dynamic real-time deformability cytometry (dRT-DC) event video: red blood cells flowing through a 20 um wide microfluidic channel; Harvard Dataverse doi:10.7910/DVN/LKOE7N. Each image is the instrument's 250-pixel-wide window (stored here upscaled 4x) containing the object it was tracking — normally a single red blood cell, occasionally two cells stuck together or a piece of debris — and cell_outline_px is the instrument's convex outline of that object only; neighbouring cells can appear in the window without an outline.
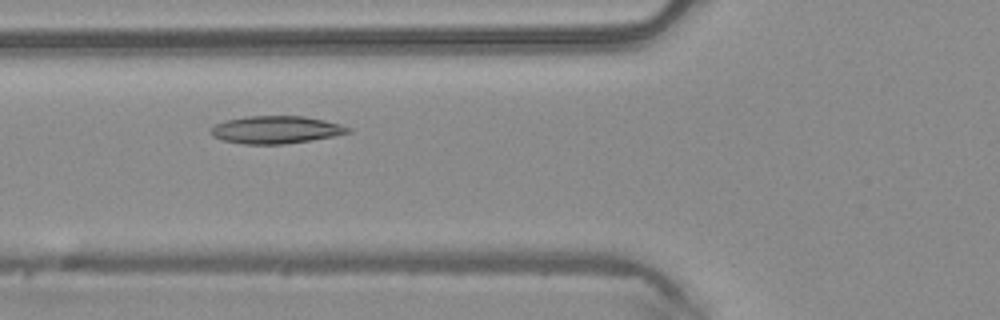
{"species": "common noctule bat (a hibernating species)", "species_latin": "Nyctalus noctula", "temperature_condition": "warm", "stored_images_in_passage": 6, "camera_frame_rate_fps": 3000, "um_per_image_px": 0.085, "animal": {"sex": "male", "body_mass_g": 20.4}, "frame": {"image": 1, "passage_image": 4, "time_ms": 1.0, "image_size_px": [1000, 320], "cell_outline_px": [[352, 132], [312, 140], [284, 144], [244, 144], [224, 140], [212, 136], [208, 132], [216, 124], [224, 120], [244, 116], [304, 116], [324, 120], [340, 124], [352, 128]], "centroid_in_image_um": [23.45, 11.02], "position_along_channel_um": 102.4, "area_um2": 22.14}}
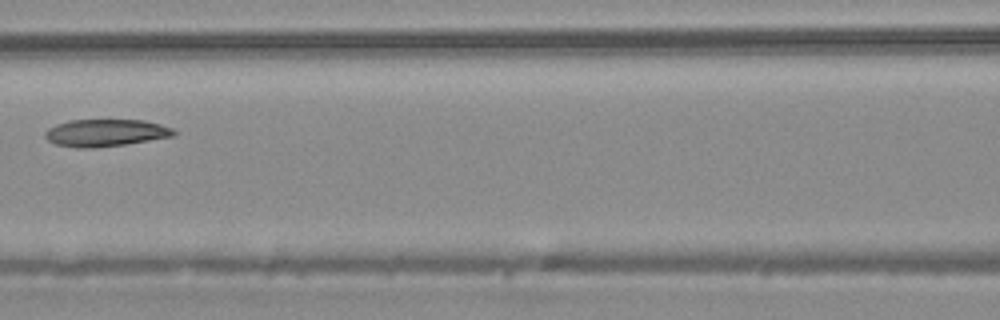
{"frame": {"image": 2, "passage_image": 5, "time_ms": 1.333, "image_size_px": [1000, 320], "cell_outline_px": [[176, 132], [172, 136], [124, 144], [92, 148], [76, 148], [56, 144], [48, 140], [44, 136], [44, 132], [48, 128], [56, 124], [68, 120], [144, 120], [160, 124], [172, 128]], "centroid_in_image_um": [8.92, 11.28], "position_along_channel_um": 157.7, "area_um2": 20.29}}
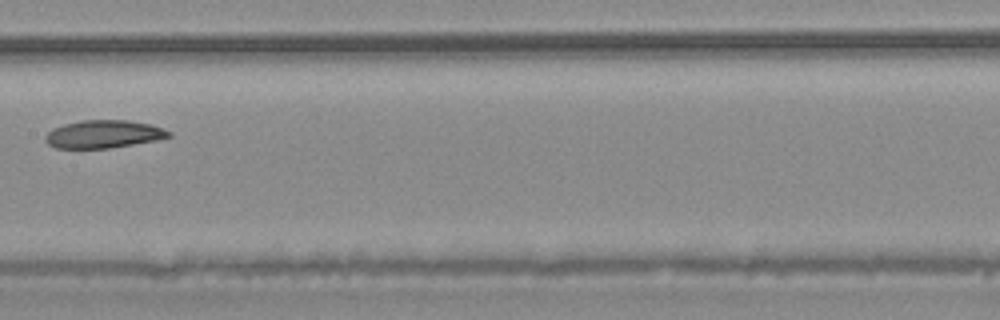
{"frame": {"image": 3, "passage_image": 6, "time_ms": 1.667, "image_size_px": [1000, 320], "cell_outline_px": [[172, 136], [156, 140], [108, 148], [56, 148], [48, 144], [44, 140], [44, 136], [52, 128], [64, 124], [80, 120], [128, 120], [152, 124], [172, 132]], "centroid_in_image_um": [8.79, 11.39], "position_along_channel_um": 198.6, "area_um2": 20.11}}